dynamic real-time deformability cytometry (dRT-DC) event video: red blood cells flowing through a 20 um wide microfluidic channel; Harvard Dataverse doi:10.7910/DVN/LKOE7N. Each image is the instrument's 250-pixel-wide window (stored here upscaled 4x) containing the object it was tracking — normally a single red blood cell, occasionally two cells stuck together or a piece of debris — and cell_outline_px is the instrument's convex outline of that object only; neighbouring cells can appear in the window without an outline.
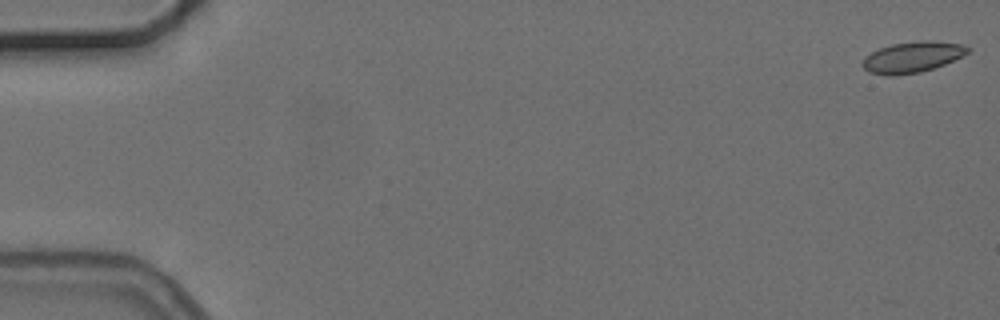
{"species": "common noctule bat (a hibernating species)", "species_latin": "Nyctalus noctula", "temperature_condition": "cold", "stored_images_in_passage": 6, "camera_frame_rate_fps": 3000, "um_per_image_px": 0.085, "animal": {"sex": "female", "body_mass_g": 24.6, "forearm_length_mm": 56.2}, "frame": {"image": 1, "passage_image": 1, "time_ms": 0.0, "image_size_px": [1000, 320], "cell_outline_px": [[972, 48], [968, 52], [944, 64], [920, 72], [892, 76], [888, 76], [868, 72], [860, 64], [864, 56], [880, 48], [892, 44], [920, 40], [928, 40], [964, 44]], "centroid_in_image_um": [77.51, 4.85], "position_along_channel_um": 7.5, "area_um2": 18.96}}
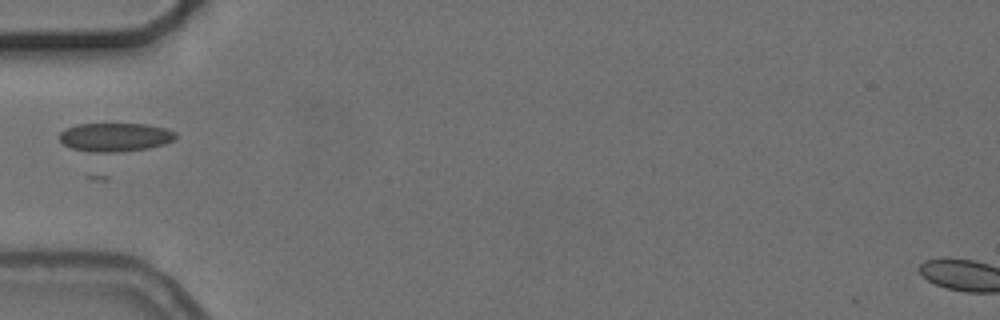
{"frame": {"image": 2, "passage_image": 6, "time_ms": 6.0, "image_size_px": [1000, 320], "cell_outline_px": [[176, 136], [172, 140], [164, 144], [148, 148], [124, 152], [92, 152], [72, 148], [64, 144], [60, 140], [60, 132], [64, 128], [76, 124], [148, 124], [164, 128], [176, 132]], "centroid_in_image_um": [9.77, 11.65], "position_along_channel_um": 75.2, "area_um2": 19.42}}